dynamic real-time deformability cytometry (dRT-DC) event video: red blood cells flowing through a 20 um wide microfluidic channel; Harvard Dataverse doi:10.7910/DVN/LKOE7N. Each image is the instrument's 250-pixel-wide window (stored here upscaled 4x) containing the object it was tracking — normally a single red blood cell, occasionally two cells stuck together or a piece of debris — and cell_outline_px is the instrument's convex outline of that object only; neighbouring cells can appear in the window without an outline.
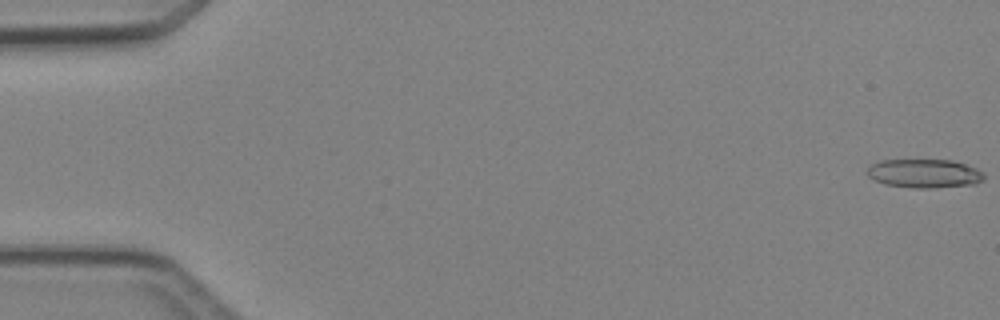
{"species": "Egyptian fruit bat (a non-hibernating species)", "species_latin": "Rousettus aegyptiacus", "temperature_condition": "cold", "stored_images_in_passage": 4, "camera_frame_rate_fps": 3000, "um_per_image_px": 0.085, "animal": {"sex": "female"}, "frame": {"image": 1, "passage_image": 1, "time_ms": 0.0, "image_size_px": [1000, 320], "cell_outline_px": [[984, 180], [976, 184], [932, 188], [912, 188], [884, 184], [868, 176], [868, 168], [872, 164], [880, 160], [952, 160], [976, 168], [984, 172]], "centroid_in_image_um": [78.6, 14.75], "position_along_channel_um": 6.4, "area_um2": 19.59}}
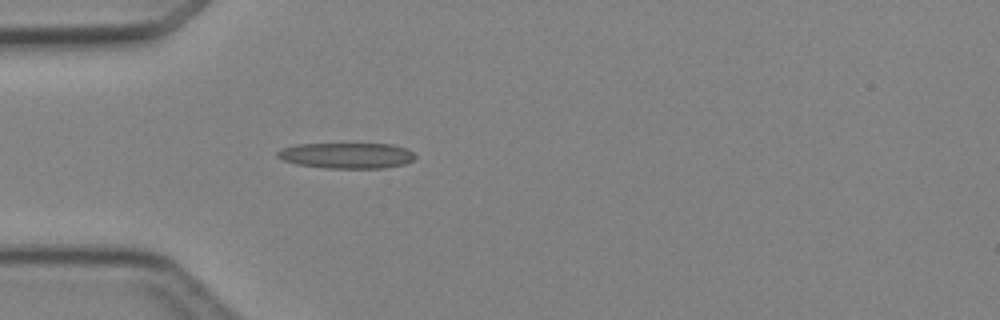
{"frame": {"image": 2, "passage_image": 4, "time_ms": 4.667, "image_size_px": [1000, 320], "cell_outline_px": [[416, 156], [412, 160], [404, 164], [384, 168], [328, 168], [296, 164], [284, 160], [276, 156], [276, 152], [280, 148], [296, 144], [392, 144], [404, 148], [412, 152]], "centroid_in_image_um": [29.43, 13.22], "position_along_channel_um": 55.6, "area_um2": 20.58}}